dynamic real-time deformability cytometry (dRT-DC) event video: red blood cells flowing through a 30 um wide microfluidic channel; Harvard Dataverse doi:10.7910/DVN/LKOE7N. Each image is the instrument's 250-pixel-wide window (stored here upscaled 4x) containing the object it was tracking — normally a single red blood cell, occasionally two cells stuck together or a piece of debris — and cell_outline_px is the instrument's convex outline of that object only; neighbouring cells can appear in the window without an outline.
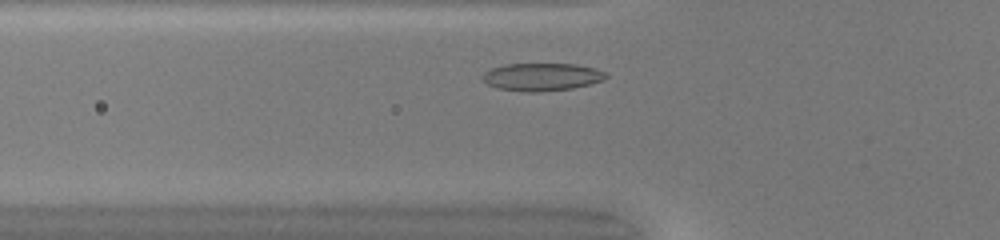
{"species": "common noctule bat (a hibernating species)", "species_latin": "Nyctalus noctula", "temperature_condition": "warm", "stored_images_in_passage": 28, "camera_frame_rate_fps": 3000, "um_per_image_px": 0.085, "animal": {"sex": "female", "body_mass_g": 20.0, "forearm_length_mm": 54.0}, "frame": {"image": 1, "passage_image": 4, "time_ms": 1.0, "image_size_px": [1000, 240], "cell_outline_px": [[608, 76], [604, 80], [572, 88], [540, 92], [524, 92], [496, 88], [488, 84], [480, 76], [484, 72], [492, 68], [504, 64], [576, 64], [596, 68], [604, 72]], "centroid_in_image_um": [46.03, 6.54], "position_along_channel_um": 79.8, "area_um2": 20.0}}
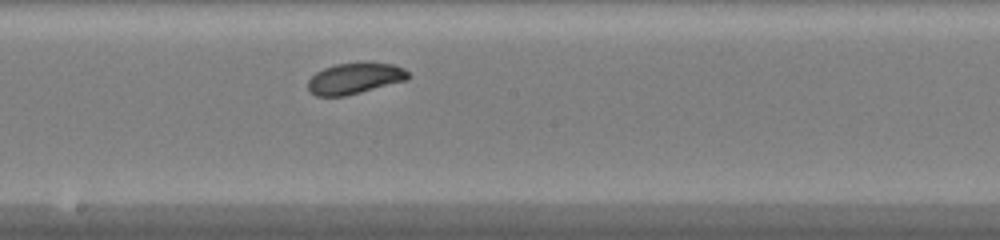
{"frame": {"image": 2, "passage_image": 14, "time_ms": 4.333, "image_size_px": [1000, 240], "cell_outline_px": [[408, 80], [344, 96], [316, 96], [308, 92], [308, 80], [316, 72], [324, 68], [336, 64], [392, 64], [404, 68], [408, 72]], "centroid_in_image_um": [30.12, 6.69], "position_along_channel_um": 218.1, "area_um2": 17.74}}
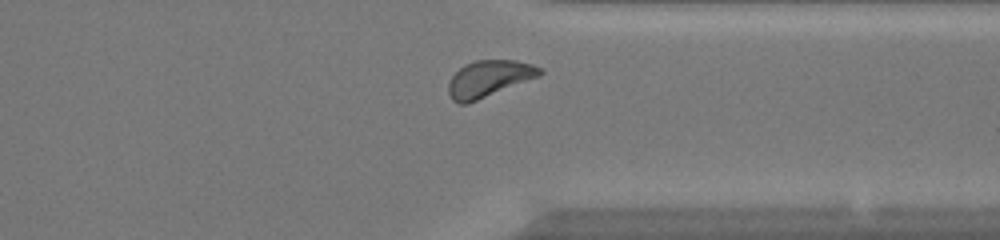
{"frame": {"image": 3, "passage_image": 25, "time_ms": 8.0, "image_size_px": [1000, 240], "cell_outline_px": [[544, 72], [540, 76], [468, 104], [460, 104], [452, 100], [448, 92], [448, 84], [452, 76], [464, 64], [476, 60], [516, 60], [532, 64], [544, 68]], "centroid_in_image_um": [41.58, 6.69], "position_along_channel_um": 369.8, "area_um2": 19.65}, "authors_computed_cell_mechanics": {"area_um2": 18.3226, "velocity_mm_per_s": 4.141, "shape_relaxation_time_tau1_ms": 6.2262, "shape_relaxation_time_tau2_ms": 4.814, "deformation_change_tau1": 0.1681, "deformation_change_tau2": 0.0795}}